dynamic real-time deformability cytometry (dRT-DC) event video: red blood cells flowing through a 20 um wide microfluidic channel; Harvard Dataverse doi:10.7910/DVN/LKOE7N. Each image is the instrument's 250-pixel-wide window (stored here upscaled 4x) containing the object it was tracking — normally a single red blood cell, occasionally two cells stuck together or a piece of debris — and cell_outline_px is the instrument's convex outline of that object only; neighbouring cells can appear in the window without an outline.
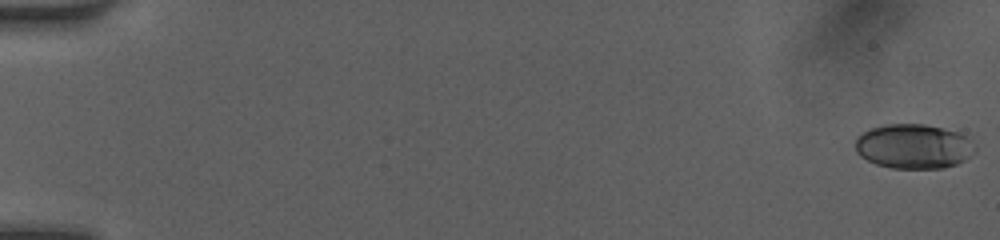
{"species": "human", "species_latin": "Homo sapiens", "temperature_condition": "room temperature", "stored_images_in_passage": 51, "camera_frame_rate_fps": 3000, "um_per_image_px": 0.085, "donor": {"sex": "female"}, "frame": {"image": 1, "passage_image": 1, "time_ms": 0.0, "image_size_px": [1000, 240], "cell_outline_px": [[976, 152], [964, 160], [956, 164], [944, 168], [892, 168], [876, 164], [860, 156], [856, 152], [856, 136], [872, 128], [888, 124], [924, 124], [944, 128], [960, 132], [976, 148]], "centroid_in_image_um": [77.66, 12.44], "position_along_channel_um": 7.3, "area_um2": 31.04}}
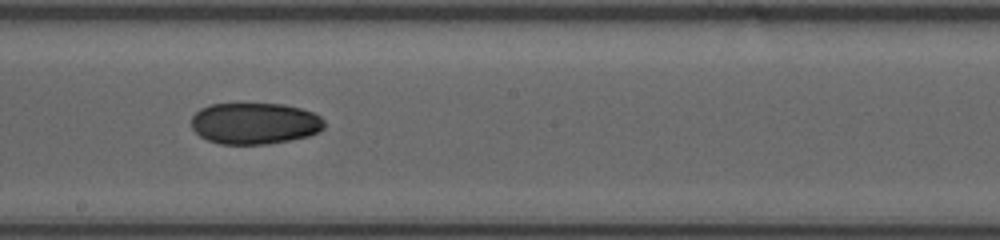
{"frame": {"image": 2, "passage_image": 30, "time_ms": 9.667, "image_size_px": [1000, 240], "cell_outline_px": [[324, 128], [308, 136], [268, 144], [220, 144], [208, 140], [200, 136], [192, 128], [192, 116], [200, 108], [212, 104], [284, 104], [300, 108], [312, 112], [320, 116], [324, 120]], "centroid_in_image_um": [21.64, 10.49], "position_along_channel_um": 226.6, "area_um2": 32.02}}
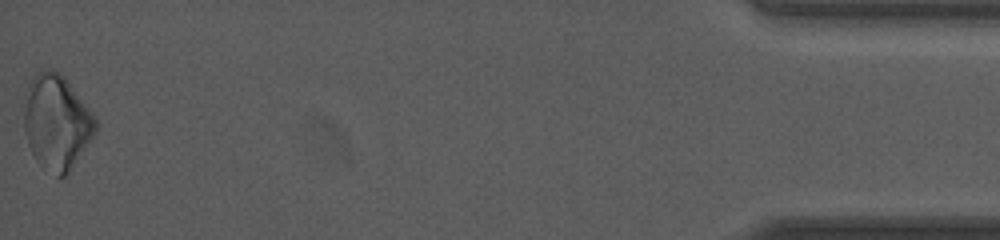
{"frame": {"image": 3, "passage_image": 51, "time_ms": 16.667, "image_size_px": [1000, 240], "cell_outline_px": [[96, 132], [68, 172], [64, 176], [56, 176], [40, 164], [36, 160], [28, 144], [24, 128], [24, 108], [28, 84], [36, 72], [44, 68], [52, 68], [60, 72], [64, 76], [88, 108], [96, 120]], "centroid_in_image_um": [4.79, 10.34], "position_along_channel_um": 430.4, "area_um2": 39.02}, "authors_computed_cell_mechanics": {"area_um2": 32.368, "velocity_mm_per_s": 4.1571, "shape_relaxation_time_tau1_ms": 3.6666, "shape_relaxation_time_tau2_ms": null, "deformation_change_tau1": 0.0922, "deformation_change_tau2": null}}